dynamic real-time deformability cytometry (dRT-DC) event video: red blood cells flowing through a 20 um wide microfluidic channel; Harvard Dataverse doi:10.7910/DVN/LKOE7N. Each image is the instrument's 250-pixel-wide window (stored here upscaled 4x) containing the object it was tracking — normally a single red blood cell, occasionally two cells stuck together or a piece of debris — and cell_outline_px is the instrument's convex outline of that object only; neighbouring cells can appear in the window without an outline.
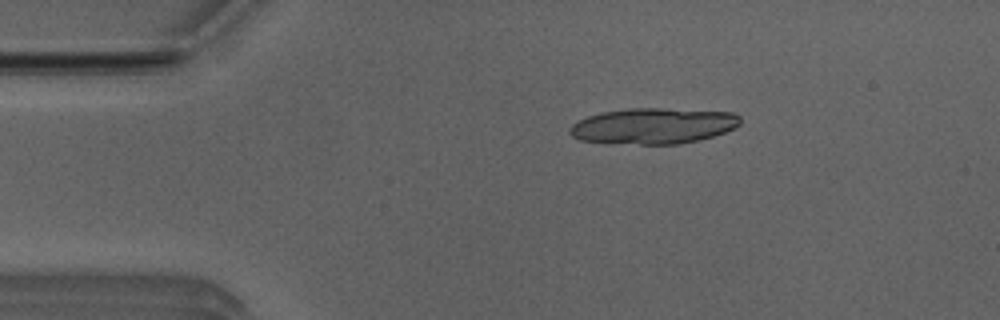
{"species": "Egyptian fruit bat (a non-hibernating species)", "species_latin": "Rousettus aegyptiacus", "temperature_condition": "room temperature", "stored_images_in_passage": 6, "camera_frame_rate_fps": 3000, "um_per_image_px": 0.085, "animal": {"sex": "male"}, "frame": {"image": 1, "passage_image": 3, "time_ms": 0.667, "image_size_px": [1000, 320], "cell_outline_px": [[740, 124], [724, 132], [712, 136], [680, 144], [640, 144], [580, 140], [572, 136], [568, 132], [568, 128], [572, 124], [588, 116], [604, 112], [632, 108], [660, 108], [732, 112], [740, 116]], "centroid_in_image_um": [55.53, 10.69], "position_along_channel_um": 29.5, "area_um2": 35.2}}